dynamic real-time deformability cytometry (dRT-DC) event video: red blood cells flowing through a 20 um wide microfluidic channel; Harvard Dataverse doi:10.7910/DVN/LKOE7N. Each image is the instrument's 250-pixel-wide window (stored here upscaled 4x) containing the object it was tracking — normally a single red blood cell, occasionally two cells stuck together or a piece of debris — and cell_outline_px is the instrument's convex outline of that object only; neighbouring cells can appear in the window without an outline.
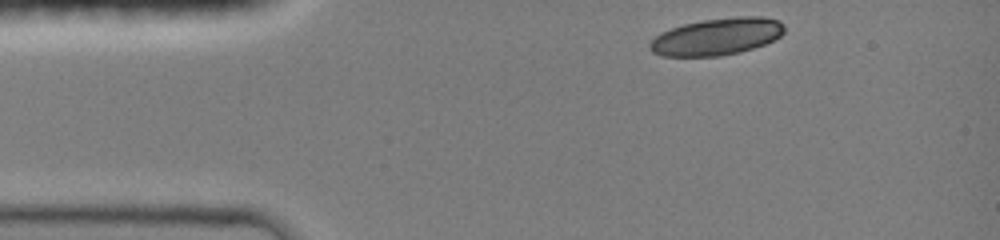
{"species": "common noctule bat (a hibernating species)", "species_latin": "Nyctalus noctula", "temperature_condition": "room temperature", "stored_images_in_passage": 5, "camera_frame_rate_fps": 3000, "um_per_image_px": 0.085, "animal": {"sex": "female", "body_mass_g": 19.0, "forearm_length_mm": 51.5}, "frame": {"image": 1, "passage_image": 1, "time_ms": 0.0, "image_size_px": [1000, 240], "cell_outline_px": [[784, 32], [780, 36], [764, 44], [740, 52], [720, 56], [660, 56], [652, 52], [648, 48], [648, 44], [660, 32], [684, 24], [704, 20], [736, 16], [760, 16], [780, 20], [784, 24]], "centroid_in_image_um": [60.92, 3.11], "position_along_channel_um": 24.1, "area_um2": 29.07}}